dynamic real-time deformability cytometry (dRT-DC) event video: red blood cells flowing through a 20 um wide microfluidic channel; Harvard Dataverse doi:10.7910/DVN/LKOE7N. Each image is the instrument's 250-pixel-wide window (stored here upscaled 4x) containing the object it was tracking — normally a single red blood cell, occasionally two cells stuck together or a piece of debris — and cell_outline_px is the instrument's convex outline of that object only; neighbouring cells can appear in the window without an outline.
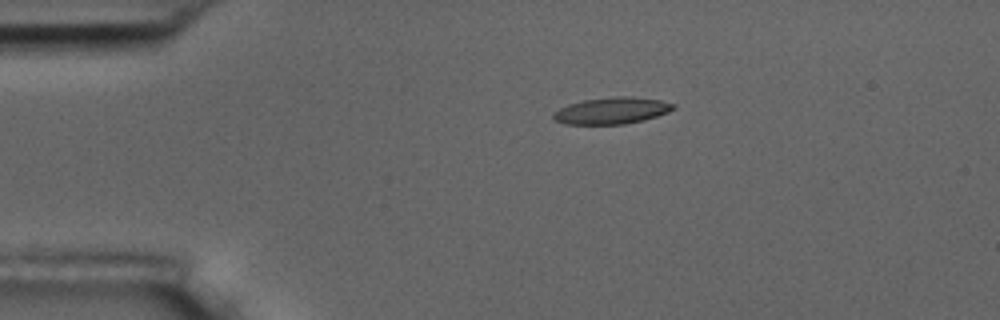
{"species": "common noctule bat (a hibernating species)", "species_latin": "Nyctalus noctula", "temperature_condition": "room temperature", "stored_images_in_passage": 7, "camera_frame_rate_fps": 3000, "um_per_image_px": 0.085, "animal": {"sex": "male", "body_mass_g": 17.5, "forearm_length_mm": 52.3}, "frame": {"image": 1, "passage_image": 1, "time_ms": 0.0, "image_size_px": [1000, 320], "cell_outline_px": [[676, 108], [668, 112], [644, 120], [624, 124], [564, 124], [556, 120], [552, 116], [552, 112], [568, 104], [584, 100], [612, 96], [628, 96], [660, 100], [676, 104]], "centroid_in_image_um": [52.0, 9.4], "position_along_channel_um": 33.0, "area_um2": 18.67}}
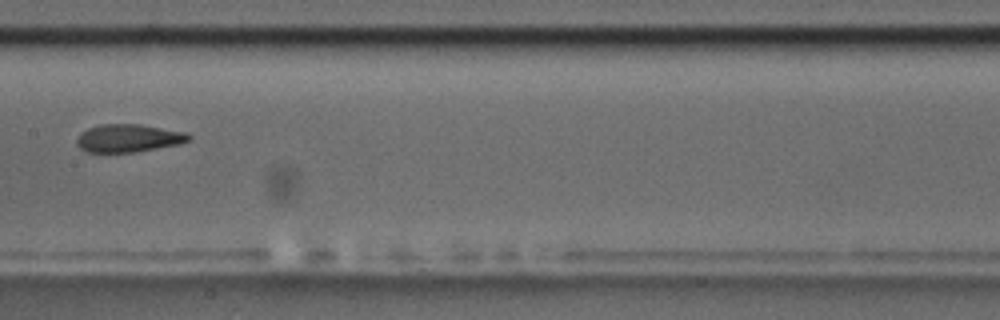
{"frame": {"image": 2, "passage_image": 6, "time_ms": 5.667, "image_size_px": [1000, 320], "cell_outline_px": [[192, 136], [188, 140], [180, 144], [132, 152], [88, 152], [80, 148], [76, 144], [76, 140], [80, 132], [88, 128], [100, 124], [140, 124], [188, 132]], "centroid_in_image_um": [10.91, 11.73], "position_along_channel_um": 196.5, "area_um2": 18.26}}
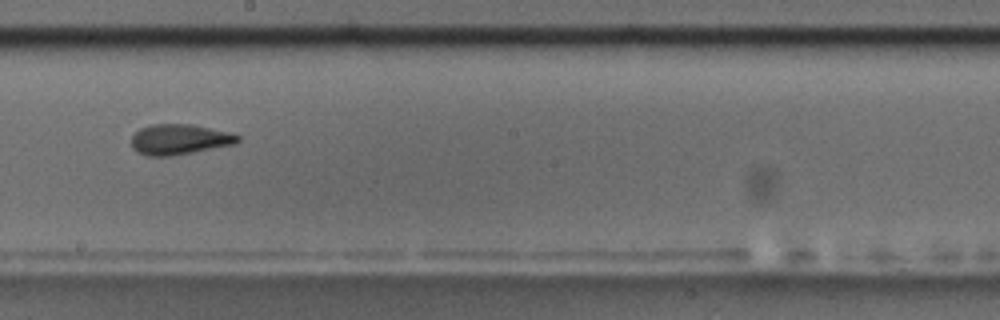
{"frame": {"image": 3, "passage_image": 7, "time_ms": 6.667, "image_size_px": [1000, 320], "cell_outline_px": [[240, 140], [236, 144], [192, 152], [168, 156], [148, 156], [136, 152], [132, 148], [132, 136], [140, 128], [152, 124], [192, 124], [232, 132], [240, 136]], "centroid_in_image_um": [15.27, 11.84], "position_along_channel_um": 232.9, "area_um2": 18.96}}